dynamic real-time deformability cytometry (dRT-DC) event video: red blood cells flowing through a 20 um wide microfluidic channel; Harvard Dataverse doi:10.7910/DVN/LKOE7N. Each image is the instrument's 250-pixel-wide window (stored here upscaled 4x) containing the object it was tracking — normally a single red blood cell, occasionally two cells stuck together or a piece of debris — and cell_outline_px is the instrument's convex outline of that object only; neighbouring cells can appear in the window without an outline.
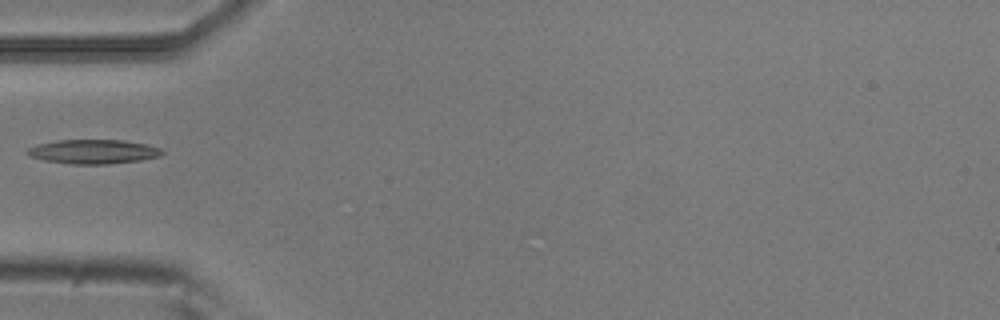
{"species": "common noctule bat (a hibernating species)", "species_latin": "Nyctalus noctula", "temperature_condition": "room temperature", "stored_images_in_passage": 28, "camera_frame_rate_fps": 3000, "um_per_image_px": 0.085, "animal": {"sex": "male", "body_mass_g": 20.5, "forearm_length_mm": 52.5}, "frame": {"image": 1, "passage_image": 1, "time_ms": 0.0, "image_size_px": [1000, 320], "cell_outline_px": [[164, 152], [160, 156], [140, 160], [108, 164], [72, 164], [44, 160], [28, 156], [24, 152], [28, 148], [36, 144], [56, 140], [124, 140], [148, 144], [160, 148]], "centroid_in_image_um": [7.9, 12.88], "position_along_channel_um": 77.1, "area_um2": 19.19}}